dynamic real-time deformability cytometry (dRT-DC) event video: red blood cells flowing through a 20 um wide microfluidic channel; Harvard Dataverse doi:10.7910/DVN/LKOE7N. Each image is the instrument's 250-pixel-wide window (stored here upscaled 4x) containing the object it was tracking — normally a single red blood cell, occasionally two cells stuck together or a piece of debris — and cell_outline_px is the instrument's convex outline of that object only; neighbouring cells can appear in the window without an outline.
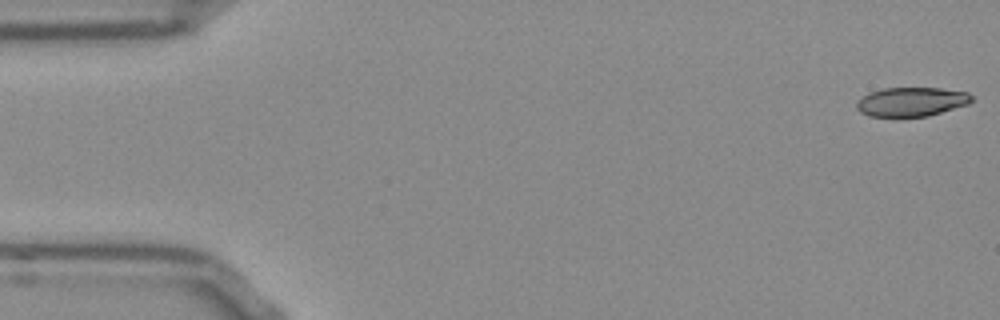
{"species": "Egyptian fruit bat (a non-hibernating species)", "species_latin": "Rousettus aegyptiacus", "temperature_condition": "room temperature", "stored_images_in_passage": 52, "camera_frame_rate_fps": 3000, "um_per_image_px": 0.085, "frame": {"image": 1, "passage_image": 1, "time_ms": 0.0, "image_size_px": [1000, 320], "cell_outline_px": [[972, 100], [968, 104], [928, 116], [868, 116], [860, 112], [856, 108], [856, 104], [864, 96], [872, 92], [884, 88], [940, 88], [968, 92], [972, 96]], "centroid_in_image_um": [77.49, 8.65], "position_along_channel_um": 7.5, "area_um2": 19.25}}
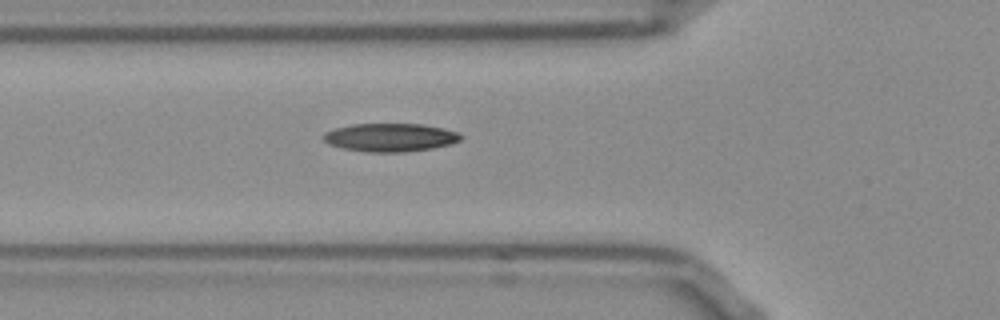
{"frame": {"image": 2, "passage_image": 18, "time_ms": 5.667, "image_size_px": [1000, 320], "cell_outline_px": [[464, 136], [460, 140], [448, 144], [432, 148], [404, 152], [368, 152], [344, 148], [328, 144], [320, 136], [324, 132], [336, 128], [352, 124], [420, 124], [444, 128], [460, 132]], "centroid_in_image_um": [33.17, 11.67], "position_along_channel_um": 92.6, "area_um2": 22.66}}
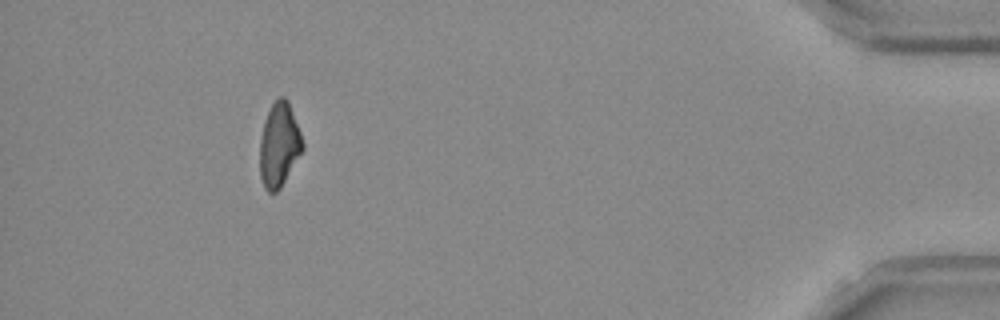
{"frame": {"image": 3, "passage_image": 48, "time_ms": 15.667, "image_size_px": [1000, 320], "cell_outline_px": [[304, 148], [280, 188], [276, 192], [268, 192], [264, 188], [260, 176], [260, 140], [264, 120], [272, 104], [280, 96], [284, 96], [288, 100], [300, 132], [304, 144]], "centroid_in_image_um": [23.72, 12.32], "position_along_channel_um": 411.5, "area_um2": 20.81}, "authors_computed_cell_mechanics": {"area_um2": 21.3282, "velocity_mm_per_s": 3.8362, "shape_relaxation_time_tau1_ms": 6.7113, "shape_relaxation_time_tau2_ms": null, "deformation_change_tau1": 0.1767, "deformation_change_tau2": null}}